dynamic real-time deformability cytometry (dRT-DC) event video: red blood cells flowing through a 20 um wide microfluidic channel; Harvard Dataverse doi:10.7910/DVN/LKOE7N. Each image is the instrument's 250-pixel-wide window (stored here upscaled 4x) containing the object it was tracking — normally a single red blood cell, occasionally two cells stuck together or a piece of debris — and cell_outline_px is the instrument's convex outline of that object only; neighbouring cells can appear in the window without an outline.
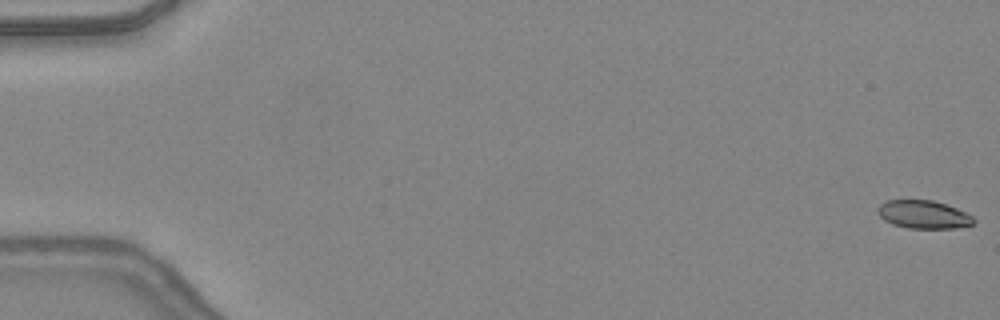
{"species": "common noctule bat (a hibernating species)", "species_latin": "Nyctalus noctula", "temperature_condition": "warm", "stored_images_in_passage": 49, "camera_frame_rate_fps": 3000, "um_per_image_px": 0.085, "animal": {"sex": "female", "body_mass_g": 24.6, "forearm_length_mm": 56.2}, "frame": {"image": 1, "passage_image": 1, "time_ms": 0.0, "image_size_px": [1000, 320], "cell_outline_px": [[976, 220], [972, 224], [956, 228], [908, 228], [892, 224], [884, 220], [876, 212], [876, 208], [880, 204], [888, 200], [932, 200], [956, 208], [972, 216]], "centroid_in_image_um": [78.46, 18.23], "position_along_channel_um": 6.5, "area_um2": 15.66}}
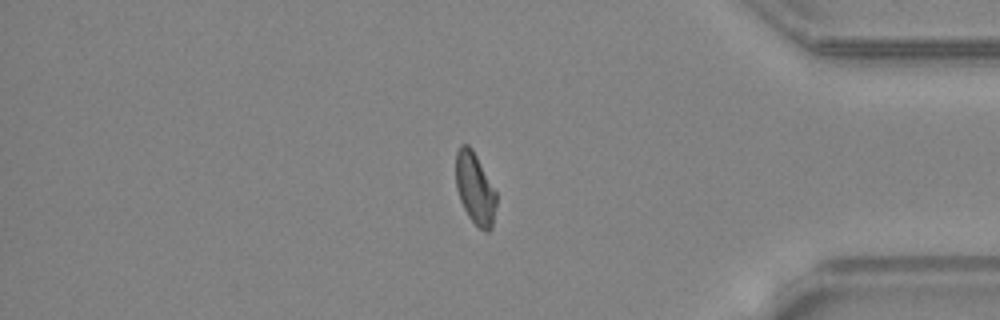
{"frame": {"image": 2, "passage_image": 41, "time_ms": 13.333, "image_size_px": [1000, 320], "cell_outline_px": [[496, 204], [492, 228], [488, 232], [484, 232], [468, 216], [460, 200], [456, 188], [456, 152], [460, 144], [468, 144], [472, 148], [496, 192]], "centroid_in_image_um": [40.37, 16.02], "position_along_channel_um": 394.8, "area_um2": 16.82}}
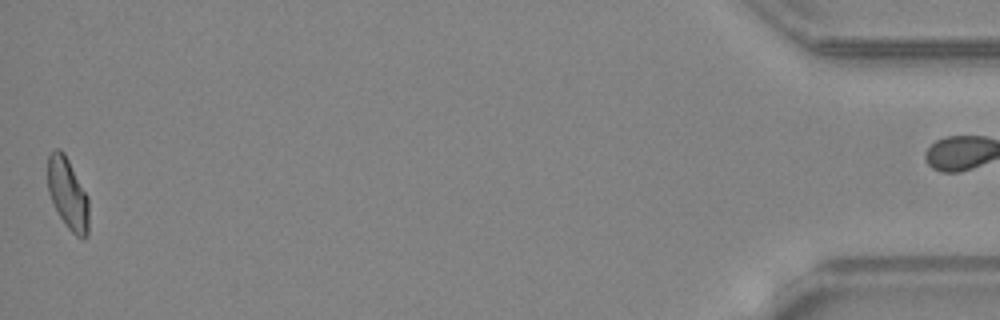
{"frame": {"image": 3, "passage_image": 48, "time_ms": 15.667, "image_size_px": [1000, 320], "cell_outline_px": [[88, 236], [84, 240], [76, 236], [68, 228], [60, 216], [48, 192], [48, 156], [56, 148], [60, 148], [64, 152], [88, 196]], "centroid_in_image_um": [5.78, 16.47], "position_along_channel_um": 429.4, "area_um2": 16.99}, "authors_computed_cell_mechanics": {"area_um2": 17.2244, "velocity_mm_per_s": 4.4034, "shape_relaxation_time_tau1_ms": null, "shape_relaxation_time_tau2_ms": 1.5877, "deformation_change_tau1": null, "deformation_change_tau2": 0.0834}}